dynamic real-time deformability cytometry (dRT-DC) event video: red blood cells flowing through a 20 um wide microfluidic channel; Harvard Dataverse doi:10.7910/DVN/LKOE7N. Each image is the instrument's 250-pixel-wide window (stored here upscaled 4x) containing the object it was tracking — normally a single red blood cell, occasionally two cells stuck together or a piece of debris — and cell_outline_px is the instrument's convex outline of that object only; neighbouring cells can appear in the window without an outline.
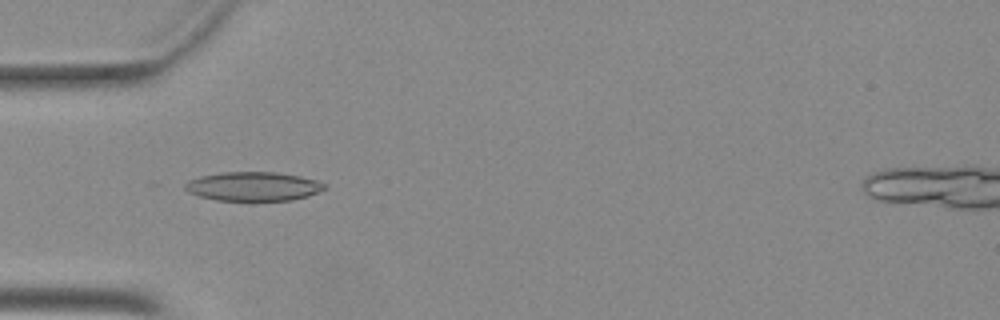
{"species": "Egyptian fruit bat (a non-hibernating species)", "species_latin": "Rousettus aegyptiacus", "temperature_condition": "warm", "stored_images_in_passage": 44, "camera_frame_rate_fps": 3000, "um_per_image_px": 0.085, "animal": {"sex": "female"}, "frame": {"image": 1, "passage_image": 10, "time_ms": 3.0, "image_size_px": [1000, 320], "cell_outline_px": [[324, 188], [308, 196], [292, 200], [216, 200], [200, 196], [188, 192], [184, 188], [184, 184], [188, 180], [200, 176], [220, 172], [276, 172], [300, 176], [316, 180], [324, 184]], "centroid_in_image_um": [21.47, 15.83], "position_along_channel_um": 63.5, "area_um2": 23.41}}
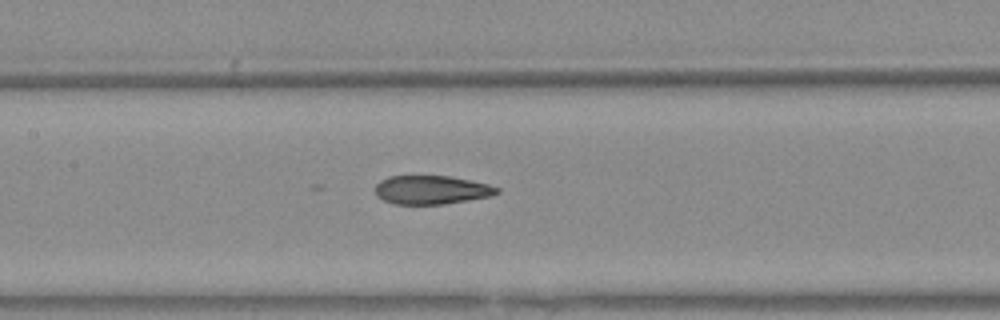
{"frame": {"image": 2, "passage_image": 18, "time_ms": 5.667, "image_size_px": [1000, 320], "cell_outline_px": [[500, 192], [492, 196], [444, 204], [396, 204], [384, 200], [376, 192], [376, 184], [380, 180], [388, 176], [448, 176], [488, 184], [500, 188]], "centroid_in_image_um": [36.7, 16.14], "position_along_channel_um": 170.7, "area_um2": 20.17}}
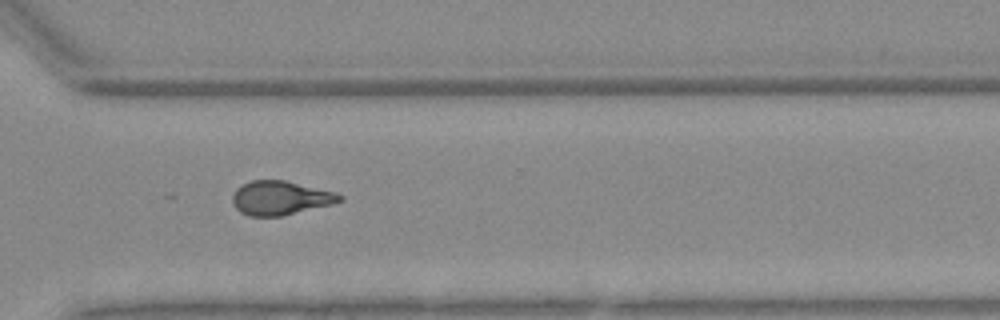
{"frame": {"image": 3, "passage_image": 31, "time_ms": 10.0, "image_size_px": [1000, 320], "cell_outline_px": [[344, 200], [332, 204], [280, 216], [248, 216], [240, 212], [232, 204], [232, 196], [236, 188], [252, 180], [284, 180], [336, 192], [344, 196]], "centroid_in_image_um": [23.83, 16.82], "position_along_channel_um": 346.8, "area_um2": 21.21}}